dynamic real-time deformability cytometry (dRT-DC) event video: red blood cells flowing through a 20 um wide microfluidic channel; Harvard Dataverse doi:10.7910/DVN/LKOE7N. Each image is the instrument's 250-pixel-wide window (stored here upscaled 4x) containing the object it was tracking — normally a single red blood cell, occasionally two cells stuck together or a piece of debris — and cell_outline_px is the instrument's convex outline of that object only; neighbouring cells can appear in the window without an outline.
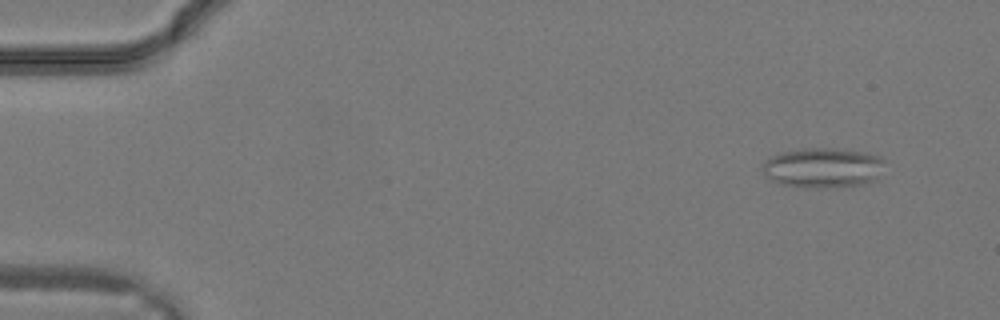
{"species": "common noctule bat (a hibernating species)", "species_latin": "Nyctalus noctula", "temperature_condition": "warm", "stored_images_in_passage": 29, "camera_frame_rate_fps": 3000, "um_per_image_px": 0.085, "animal": {"sex": "male", "body_mass_g": 19.2, "forearm_length_mm": 51.8}, "frame": {"image": 1, "passage_image": 1, "time_ms": 0.0, "image_size_px": [1000, 320], "cell_outline_px": [[884, 160], [876, 180], [864, 184], [816, 188], [804, 188], [780, 184], [772, 180], [764, 172], [764, 160], [780, 152], [804, 148], [832, 148], [860, 152], [880, 156]], "centroid_in_image_um": [69.93, 14.26], "position_along_channel_um": 15.1, "area_um2": 28.21}}
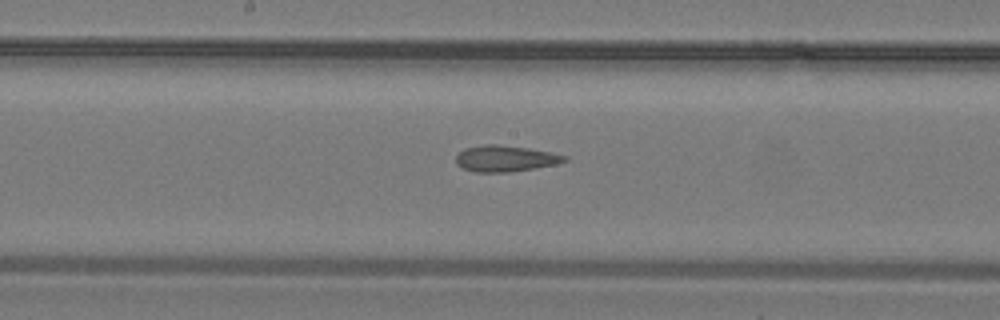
{"frame": {"image": 2, "passage_image": 15, "time_ms": 4.667, "image_size_px": [1000, 320], "cell_outline_px": [[568, 160], [556, 164], [536, 168], [508, 172], [476, 172], [464, 168], [456, 164], [456, 156], [464, 148], [484, 144], [496, 144], [528, 148], [568, 156]], "centroid_in_image_um": [42.95, 13.47], "position_along_channel_um": 205.3, "area_um2": 16.47}}
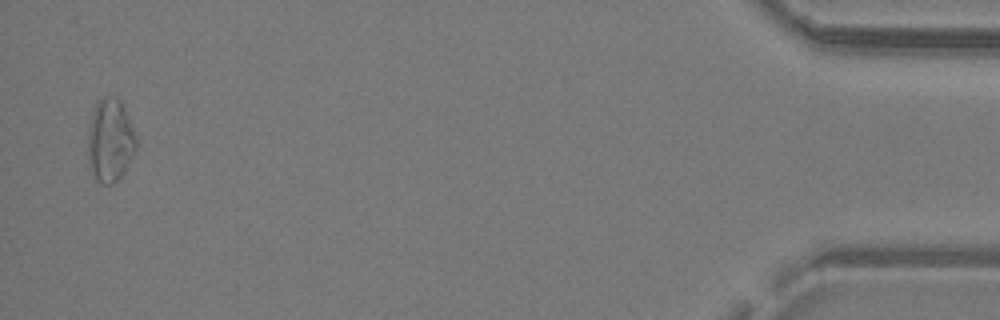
{"frame": {"image": 3, "passage_image": 29, "time_ms": 9.333, "image_size_px": [1000, 320], "cell_outline_px": [[136, 148], [124, 172], [112, 184], [100, 184], [92, 176], [88, 156], [88, 128], [96, 104], [104, 96], [116, 96], [120, 100], [124, 108], [136, 136]], "centroid_in_image_um": [9.35, 11.95], "position_along_channel_um": 425.9, "area_um2": 23.24}}